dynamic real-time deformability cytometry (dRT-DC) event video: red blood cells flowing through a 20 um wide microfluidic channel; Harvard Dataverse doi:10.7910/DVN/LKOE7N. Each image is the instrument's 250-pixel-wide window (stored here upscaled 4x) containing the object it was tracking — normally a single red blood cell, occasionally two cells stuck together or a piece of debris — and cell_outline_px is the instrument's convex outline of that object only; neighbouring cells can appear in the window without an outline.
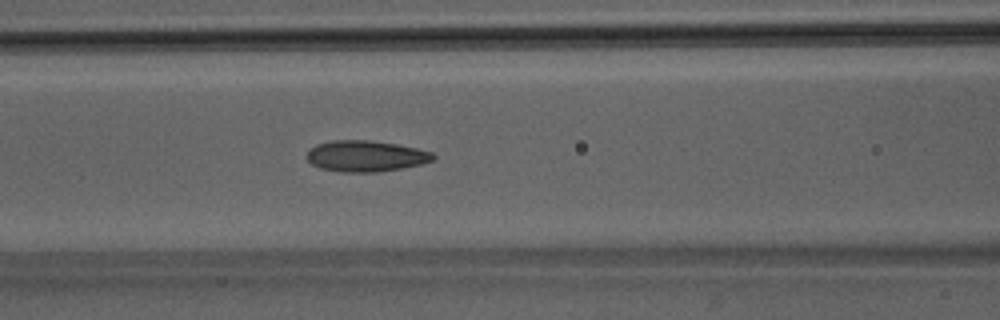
{"species": "Egyptian fruit bat (a non-hibernating species)", "species_latin": "Rousettus aegyptiacus", "temperature_condition": "room temperature", "stored_images_in_passage": 50, "camera_frame_rate_fps": 3000, "um_per_image_px": 0.085, "animal": {"sex": "male"}, "frame": {"image": 1, "passage_image": 21, "time_ms": 6.667, "image_size_px": [1000, 320], "cell_outline_px": [[436, 156], [432, 160], [420, 164], [400, 168], [376, 172], [340, 172], [320, 168], [312, 164], [304, 156], [316, 144], [332, 140], [368, 140], [396, 144], [416, 148], [432, 152]], "centroid_in_image_um": [31.05, 13.26], "position_along_channel_um": 135.5, "area_um2": 22.77}}
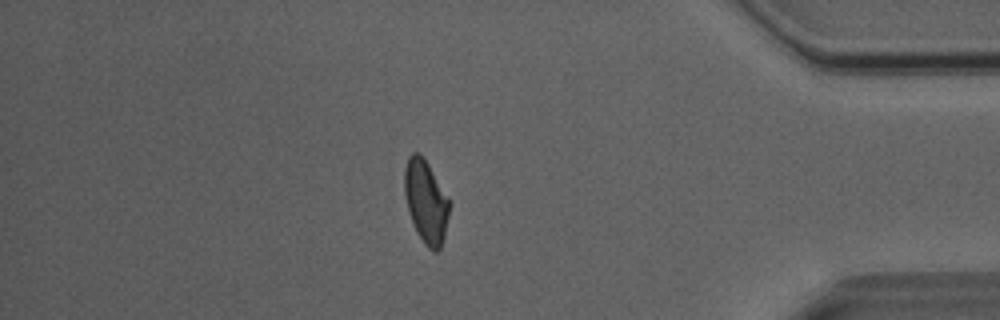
{"frame": {"image": 2, "passage_image": 43, "time_ms": 14.0, "image_size_px": [1000, 320], "cell_outline_px": [[452, 204], [444, 236], [440, 248], [436, 252], [428, 248], [424, 244], [416, 232], [408, 212], [404, 192], [404, 168], [408, 156], [412, 152], [420, 152], [424, 156]], "centroid_in_image_um": [36.2, 17.11], "position_along_channel_um": 399.0, "area_um2": 22.14}}
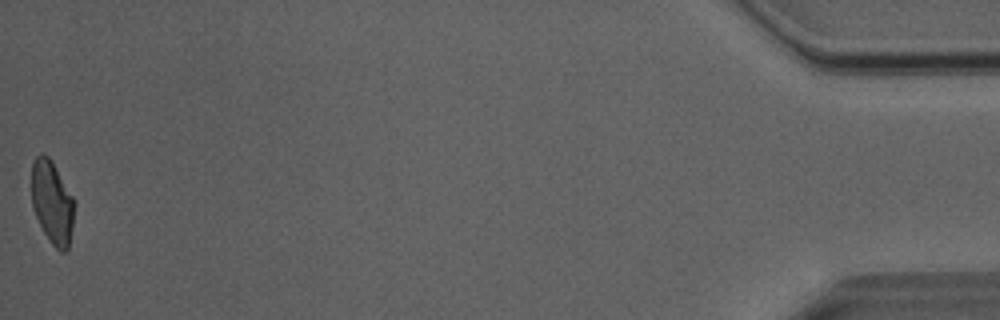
{"frame": {"image": 3, "passage_image": 50, "time_ms": 16.333, "image_size_px": [1000, 320], "cell_outline_px": [[76, 204], [72, 228], [68, 248], [64, 252], [60, 252], [52, 244], [44, 232], [32, 208], [32, 164], [36, 156], [40, 152], [48, 156], [72, 196]], "centroid_in_image_um": [4.44, 17.22], "position_along_channel_um": 430.8, "area_um2": 20.52}, "authors_computed_cell_mechanics": {"area_um2": 22.0796, "velocity_mm_per_s": 4.0691, "shape_relaxation_time_tau1_ms": 8.0162, "shape_relaxation_time_tau2_ms": 1.8797, "deformation_change_tau1": 0.1911, "deformation_change_tau2": 0.0876}}